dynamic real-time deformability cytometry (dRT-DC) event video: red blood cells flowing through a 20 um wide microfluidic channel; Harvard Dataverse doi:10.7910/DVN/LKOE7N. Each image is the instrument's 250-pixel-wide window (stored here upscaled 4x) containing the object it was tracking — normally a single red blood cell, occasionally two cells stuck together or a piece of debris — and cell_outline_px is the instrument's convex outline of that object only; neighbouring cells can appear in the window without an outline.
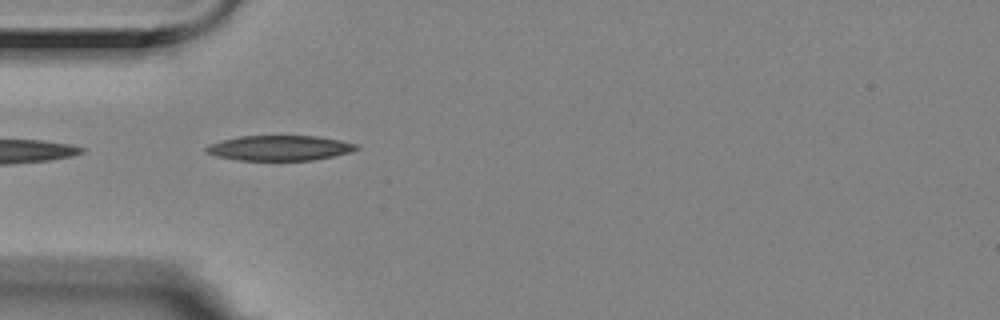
{"species": "Egyptian fruit bat (a non-hibernating species)", "species_latin": "Rousettus aegyptiacus", "temperature_condition": "room temperature", "stored_images_in_passage": 5, "camera_frame_rate_fps": 3000, "um_per_image_px": 0.085, "animal": {"sex": "female"}, "frame": {"image": 1, "passage_image": 5, "time_ms": 1.333, "image_size_px": [1000, 320], "cell_outline_px": [[360, 148], [352, 152], [312, 160], [236, 160], [216, 156], [204, 152], [204, 148], [208, 144], [240, 136], [316, 136], [340, 140], [356, 144]], "centroid_in_image_um": [23.74, 12.58], "position_along_channel_um": 61.3, "area_um2": 21.96}}